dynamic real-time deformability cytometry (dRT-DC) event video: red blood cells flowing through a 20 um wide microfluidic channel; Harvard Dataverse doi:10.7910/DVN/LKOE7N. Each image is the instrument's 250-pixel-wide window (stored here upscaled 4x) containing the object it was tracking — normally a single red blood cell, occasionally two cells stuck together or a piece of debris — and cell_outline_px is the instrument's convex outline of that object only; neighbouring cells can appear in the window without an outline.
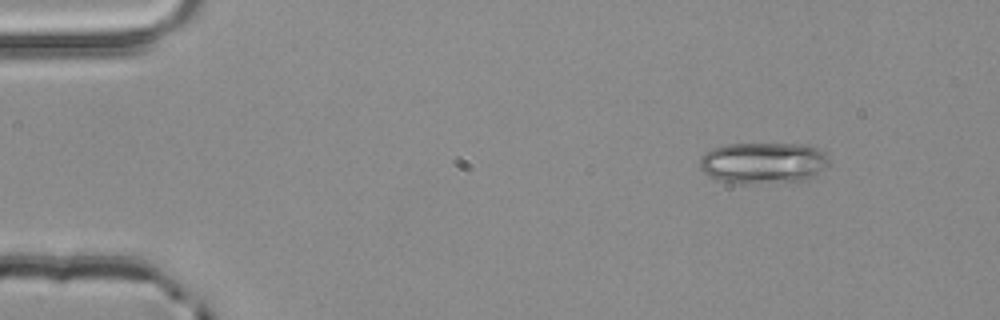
{"species": "common noctule bat (a hibernating species)", "species_latin": "Nyctalus noctula", "temperature_condition": "room temperature", "stored_images_in_passage": 2, "camera_frame_rate_fps": 3000, "um_per_image_px": 0.085, "animal": {"sex": "male", "body_mass_g": 20.4}, "frame": {"image": 1, "passage_image": 1, "time_ms": 0.0, "image_size_px": [1000, 320], "cell_outline_px": [[828, 164], [816, 176], [808, 180], [720, 180], [704, 172], [700, 168], [700, 156], [704, 152], [712, 148], [724, 144], [808, 144], [824, 152], [828, 156]], "centroid_in_image_um": [64.91, 13.77], "position_along_channel_um": 20.1, "area_um2": 30.0}}